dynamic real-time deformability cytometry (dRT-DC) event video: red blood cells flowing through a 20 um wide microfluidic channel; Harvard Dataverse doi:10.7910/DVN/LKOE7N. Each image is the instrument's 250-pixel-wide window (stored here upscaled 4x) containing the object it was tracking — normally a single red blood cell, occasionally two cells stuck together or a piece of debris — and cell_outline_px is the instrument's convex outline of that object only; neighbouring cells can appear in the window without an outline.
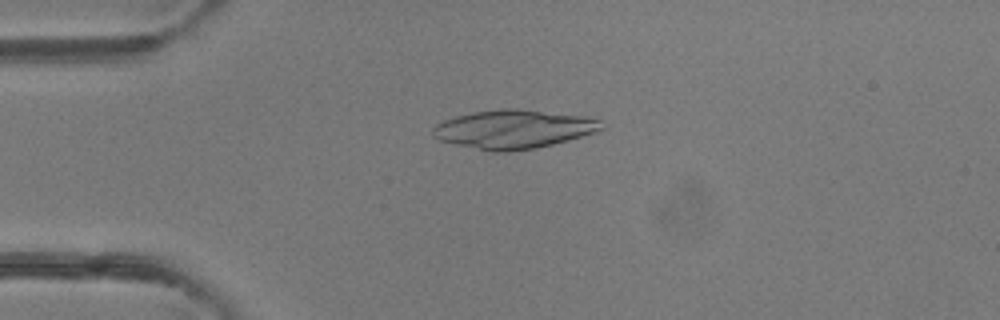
{"species": "common noctule bat (a hibernating species)", "species_latin": "Nyctalus noctula", "temperature_condition": "room temperature", "stored_images_in_passage": 5, "camera_frame_rate_fps": 3000, "um_per_image_px": 0.085, "animal": {"sex": "female"}, "frame": {"image": 1, "passage_image": 3, "time_ms": 0.667, "image_size_px": [1000, 320], "cell_outline_px": [[604, 128], [596, 132], [568, 140], [536, 148], [508, 152], [492, 152], [456, 144], [440, 140], [432, 132], [432, 128], [436, 124], [444, 120], [456, 116], [472, 112], [500, 108], [516, 108], [584, 116], [600, 120]], "centroid_in_image_um": [43.65, 10.98], "position_along_channel_um": 41.3, "area_um2": 37.92}}